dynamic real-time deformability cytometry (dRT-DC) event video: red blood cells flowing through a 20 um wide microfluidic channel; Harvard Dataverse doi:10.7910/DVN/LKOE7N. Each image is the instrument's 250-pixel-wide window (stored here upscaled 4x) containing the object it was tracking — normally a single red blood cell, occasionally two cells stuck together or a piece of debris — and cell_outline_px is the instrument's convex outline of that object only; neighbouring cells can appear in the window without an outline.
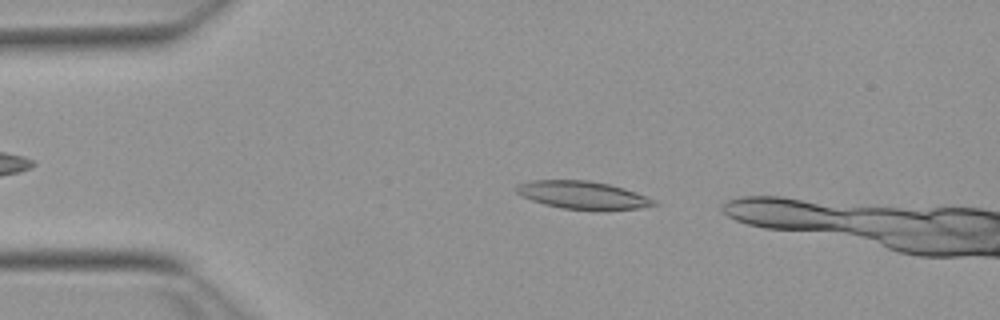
{"species": "Egyptian fruit bat (a non-hibernating species)", "species_latin": "Rousettus aegyptiacus", "temperature_condition": "warm", "stored_images_in_passage": 14, "camera_frame_rate_fps": 3000, "um_per_image_px": 0.085, "animal": {"sex": "female"}, "frame": {"image": 1, "passage_image": 5, "time_ms": 1.333, "image_size_px": [1000, 320], "cell_outline_px": [[660, 204], [640, 208], [564, 208], [544, 204], [532, 200], [516, 192], [516, 184], [532, 180], [588, 180], [608, 184], [624, 188], [636, 192], [656, 200]], "centroid_in_image_um": [49.52, 16.54], "position_along_channel_um": 35.5, "area_um2": 21.62}}
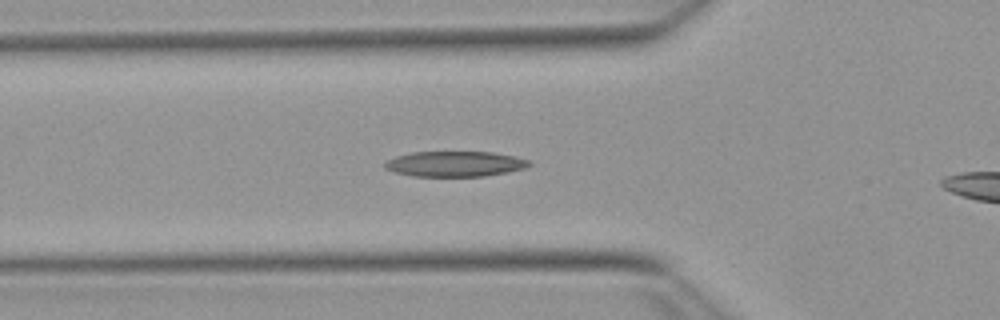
{"frame": {"image": 2, "passage_image": 12, "time_ms": 3.667, "image_size_px": [1000, 320], "cell_outline_px": [[532, 164], [524, 168], [508, 172], [484, 176], [412, 176], [396, 172], [384, 168], [384, 164], [388, 160], [396, 156], [412, 152], [492, 152], [516, 156], [532, 160]], "centroid_in_image_um": [38.72, 13.93], "position_along_channel_um": 87.1, "area_um2": 21.39}}